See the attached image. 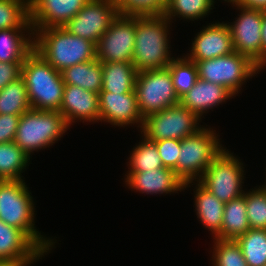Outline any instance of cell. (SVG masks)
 <instances>
[{
    "label": "cell",
    "mask_w": 266,
    "mask_h": 266,
    "mask_svg": "<svg viewBox=\"0 0 266 266\" xmlns=\"http://www.w3.org/2000/svg\"><path fill=\"white\" fill-rule=\"evenodd\" d=\"M139 145L133 148L130 154L128 172H144L164 168L154 141L142 136Z\"/></svg>",
    "instance_id": "obj_31"
},
{
    "label": "cell",
    "mask_w": 266,
    "mask_h": 266,
    "mask_svg": "<svg viewBox=\"0 0 266 266\" xmlns=\"http://www.w3.org/2000/svg\"><path fill=\"white\" fill-rule=\"evenodd\" d=\"M0 266H14V265L11 264L8 261H5V260L0 259Z\"/></svg>",
    "instance_id": "obj_41"
},
{
    "label": "cell",
    "mask_w": 266,
    "mask_h": 266,
    "mask_svg": "<svg viewBox=\"0 0 266 266\" xmlns=\"http://www.w3.org/2000/svg\"><path fill=\"white\" fill-rule=\"evenodd\" d=\"M125 180L129 188L145 194L178 193L185 187L183 180L167 167L147 172H128Z\"/></svg>",
    "instance_id": "obj_19"
},
{
    "label": "cell",
    "mask_w": 266,
    "mask_h": 266,
    "mask_svg": "<svg viewBox=\"0 0 266 266\" xmlns=\"http://www.w3.org/2000/svg\"><path fill=\"white\" fill-rule=\"evenodd\" d=\"M22 64L23 62H0V91L21 77Z\"/></svg>",
    "instance_id": "obj_38"
},
{
    "label": "cell",
    "mask_w": 266,
    "mask_h": 266,
    "mask_svg": "<svg viewBox=\"0 0 266 266\" xmlns=\"http://www.w3.org/2000/svg\"><path fill=\"white\" fill-rule=\"evenodd\" d=\"M102 90L113 93L135 91L137 70L132 62H102Z\"/></svg>",
    "instance_id": "obj_24"
},
{
    "label": "cell",
    "mask_w": 266,
    "mask_h": 266,
    "mask_svg": "<svg viewBox=\"0 0 266 266\" xmlns=\"http://www.w3.org/2000/svg\"><path fill=\"white\" fill-rule=\"evenodd\" d=\"M100 121L111 125L124 127L125 125L143 126V117L140 114L135 91L128 93H113L100 91L99 93Z\"/></svg>",
    "instance_id": "obj_15"
},
{
    "label": "cell",
    "mask_w": 266,
    "mask_h": 266,
    "mask_svg": "<svg viewBox=\"0 0 266 266\" xmlns=\"http://www.w3.org/2000/svg\"><path fill=\"white\" fill-rule=\"evenodd\" d=\"M198 77L226 87L236 95L244 82L260 72L259 67L247 56L233 52L214 59L195 62Z\"/></svg>",
    "instance_id": "obj_7"
},
{
    "label": "cell",
    "mask_w": 266,
    "mask_h": 266,
    "mask_svg": "<svg viewBox=\"0 0 266 266\" xmlns=\"http://www.w3.org/2000/svg\"><path fill=\"white\" fill-rule=\"evenodd\" d=\"M167 0H114L119 14L133 16L163 15Z\"/></svg>",
    "instance_id": "obj_35"
},
{
    "label": "cell",
    "mask_w": 266,
    "mask_h": 266,
    "mask_svg": "<svg viewBox=\"0 0 266 266\" xmlns=\"http://www.w3.org/2000/svg\"><path fill=\"white\" fill-rule=\"evenodd\" d=\"M118 14L114 0H89L63 27L71 34L97 44Z\"/></svg>",
    "instance_id": "obj_12"
},
{
    "label": "cell",
    "mask_w": 266,
    "mask_h": 266,
    "mask_svg": "<svg viewBox=\"0 0 266 266\" xmlns=\"http://www.w3.org/2000/svg\"><path fill=\"white\" fill-rule=\"evenodd\" d=\"M240 15L228 26L235 52L249 57L262 70V21L265 11L244 8L236 4Z\"/></svg>",
    "instance_id": "obj_13"
},
{
    "label": "cell",
    "mask_w": 266,
    "mask_h": 266,
    "mask_svg": "<svg viewBox=\"0 0 266 266\" xmlns=\"http://www.w3.org/2000/svg\"><path fill=\"white\" fill-rule=\"evenodd\" d=\"M135 33L136 16L118 14L96 44V59L101 62H132Z\"/></svg>",
    "instance_id": "obj_11"
},
{
    "label": "cell",
    "mask_w": 266,
    "mask_h": 266,
    "mask_svg": "<svg viewBox=\"0 0 266 266\" xmlns=\"http://www.w3.org/2000/svg\"><path fill=\"white\" fill-rule=\"evenodd\" d=\"M59 112L69 127L75 120L100 122L99 94L75 85H65Z\"/></svg>",
    "instance_id": "obj_18"
},
{
    "label": "cell",
    "mask_w": 266,
    "mask_h": 266,
    "mask_svg": "<svg viewBox=\"0 0 266 266\" xmlns=\"http://www.w3.org/2000/svg\"><path fill=\"white\" fill-rule=\"evenodd\" d=\"M172 77L173 86L180 99L197 82L198 69L195 62L189 60L186 56L174 58L166 67Z\"/></svg>",
    "instance_id": "obj_29"
},
{
    "label": "cell",
    "mask_w": 266,
    "mask_h": 266,
    "mask_svg": "<svg viewBox=\"0 0 266 266\" xmlns=\"http://www.w3.org/2000/svg\"><path fill=\"white\" fill-rule=\"evenodd\" d=\"M248 266L266 265V229H249L235 239Z\"/></svg>",
    "instance_id": "obj_28"
},
{
    "label": "cell",
    "mask_w": 266,
    "mask_h": 266,
    "mask_svg": "<svg viewBox=\"0 0 266 266\" xmlns=\"http://www.w3.org/2000/svg\"><path fill=\"white\" fill-rule=\"evenodd\" d=\"M89 0H29L33 29L63 27Z\"/></svg>",
    "instance_id": "obj_16"
},
{
    "label": "cell",
    "mask_w": 266,
    "mask_h": 266,
    "mask_svg": "<svg viewBox=\"0 0 266 266\" xmlns=\"http://www.w3.org/2000/svg\"><path fill=\"white\" fill-rule=\"evenodd\" d=\"M34 50L54 69L96 60V44L71 34L64 27L33 29Z\"/></svg>",
    "instance_id": "obj_1"
},
{
    "label": "cell",
    "mask_w": 266,
    "mask_h": 266,
    "mask_svg": "<svg viewBox=\"0 0 266 266\" xmlns=\"http://www.w3.org/2000/svg\"><path fill=\"white\" fill-rule=\"evenodd\" d=\"M266 66V11L262 21V69Z\"/></svg>",
    "instance_id": "obj_40"
},
{
    "label": "cell",
    "mask_w": 266,
    "mask_h": 266,
    "mask_svg": "<svg viewBox=\"0 0 266 266\" xmlns=\"http://www.w3.org/2000/svg\"><path fill=\"white\" fill-rule=\"evenodd\" d=\"M32 28L29 0H0V30Z\"/></svg>",
    "instance_id": "obj_32"
},
{
    "label": "cell",
    "mask_w": 266,
    "mask_h": 266,
    "mask_svg": "<svg viewBox=\"0 0 266 266\" xmlns=\"http://www.w3.org/2000/svg\"><path fill=\"white\" fill-rule=\"evenodd\" d=\"M200 121L196 114L179 103L144 118L141 133L151 141L182 140L202 128L198 126Z\"/></svg>",
    "instance_id": "obj_10"
},
{
    "label": "cell",
    "mask_w": 266,
    "mask_h": 266,
    "mask_svg": "<svg viewBox=\"0 0 266 266\" xmlns=\"http://www.w3.org/2000/svg\"><path fill=\"white\" fill-rule=\"evenodd\" d=\"M25 31L28 33L25 34ZM33 50V28L0 30V62H24Z\"/></svg>",
    "instance_id": "obj_21"
},
{
    "label": "cell",
    "mask_w": 266,
    "mask_h": 266,
    "mask_svg": "<svg viewBox=\"0 0 266 266\" xmlns=\"http://www.w3.org/2000/svg\"><path fill=\"white\" fill-rule=\"evenodd\" d=\"M20 116L0 114V143L14 141Z\"/></svg>",
    "instance_id": "obj_37"
},
{
    "label": "cell",
    "mask_w": 266,
    "mask_h": 266,
    "mask_svg": "<svg viewBox=\"0 0 266 266\" xmlns=\"http://www.w3.org/2000/svg\"><path fill=\"white\" fill-rule=\"evenodd\" d=\"M249 229L244 193L241 197L225 203L221 231L215 238L235 240Z\"/></svg>",
    "instance_id": "obj_25"
},
{
    "label": "cell",
    "mask_w": 266,
    "mask_h": 266,
    "mask_svg": "<svg viewBox=\"0 0 266 266\" xmlns=\"http://www.w3.org/2000/svg\"><path fill=\"white\" fill-rule=\"evenodd\" d=\"M223 1H226V2L232 3L233 6H235V5L238 4L241 0H223Z\"/></svg>",
    "instance_id": "obj_42"
},
{
    "label": "cell",
    "mask_w": 266,
    "mask_h": 266,
    "mask_svg": "<svg viewBox=\"0 0 266 266\" xmlns=\"http://www.w3.org/2000/svg\"><path fill=\"white\" fill-rule=\"evenodd\" d=\"M44 252L20 229L0 220V259L14 266H31Z\"/></svg>",
    "instance_id": "obj_17"
},
{
    "label": "cell",
    "mask_w": 266,
    "mask_h": 266,
    "mask_svg": "<svg viewBox=\"0 0 266 266\" xmlns=\"http://www.w3.org/2000/svg\"><path fill=\"white\" fill-rule=\"evenodd\" d=\"M25 180H0V220L22 230L45 254L56 243L35 228V206Z\"/></svg>",
    "instance_id": "obj_3"
},
{
    "label": "cell",
    "mask_w": 266,
    "mask_h": 266,
    "mask_svg": "<svg viewBox=\"0 0 266 266\" xmlns=\"http://www.w3.org/2000/svg\"><path fill=\"white\" fill-rule=\"evenodd\" d=\"M245 191L247 219L251 229H266V187Z\"/></svg>",
    "instance_id": "obj_33"
},
{
    "label": "cell",
    "mask_w": 266,
    "mask_h": 266,
    "mask_svg": "<svg viewBox=\"0 0 266 266\" xmlns=\"http://www.w3.org/2000/svg\"><path fill=\"white\" fill-rule=\"evenodd\" d=\"M243 166L237 157L223 147L198 181L217 199L227 203L245 193L242 190L245 175Z\"/></svg>",
    "instance_id": "obj_8"
},
{
    "label": "cell",
    "mask_w": 266,
    "mask_h": 266,
    "mask_svg": "<svg viewBox=\"0 0 266 266\" xmlns=\"http://www.w3.org/2000/svg\"><path fill=\"white\" fill-rule=\"evenodd\" d=\"M237 5L244 8L266 11V0H241Z\"/></svg>",
    "instance_id": "obj_39"
},
{
    "label": "cell",
    "mask_w": 266,
    "mask_h": 266,
    "mask_svg": "<svg viewBox=\"0 0 266 266\" xmlns=\"http://www.w3.org/2000/svg\"><path fill=\"white\" fill-rule=\"evenodd\" d=\"M134 90L143 119L180 103L167 68L138 72Z\"/></svg>",
    "instance_id": "obj_9"
},
{
    "label": "cell",
    "mask_w": 266,
    "mask_h": 266,
    "mask_svg": "<svg viewBox=\"0 0 266 266\" xmlns=\"http://www.w3.org/2000/svg\"><path fill=\"white\" fill-rule=\"evenodd\" d=\"M21 77L32 109L59 111L65 87L60 71L33 50L22 64Z\"/></svg>",
    "instance_id": "obj_4"
},
{
    "label": "cell",
    "mask_w": 266,
    "mask_h": 266,
    "mask_svg": "<svg viewBox=\"0 0 266 266\" xmlns=\"http://www.w3.org/2000/svg\"><path fill=\"white\" fill-rule=\"evenodd\" d=\"M214 3L215 0H167L163 15L171 22L175 16L194 21L206 17Z\"/></svg>",
    "instance_id": "obj_30"
},
{
    "label": "cell",
    "mask_w": 266,
    "mask_h": 266,
    "mask_svg": "<svg viewBox=\"0 0 266 266\" xmlns=\"http://www.w3.org/2000/svg\"><path fill=\"white\" fill-rule=\"evenodd\" d=\"M214 239L213 266H248L235 240Z\"/></svg>",
    "instance_id": "obj_34"
},
{
    "label": "cell",
    "mask_w": 266,
    "mask_h": 266,
    "mask_svg": "<svg viewBox=\"0 0 266 266\" xmlns=\"http://www.w3.org/2000/svg\"><path fill=\"white\" fill-rule=\"evenodd\" d=\"M31 109L22 77L10 82L0 91V114L22 115Z\"/></svg>",
    "instance_id": "obj_27"
},
{
    "label": "cell",
    "mask_w": 266,
    "mask_h": 266,
    "mask_svg": "<svg viewBox=\"0 0 266 266\" xmlns=\"http://www.w3.org/2000/svg\"><path fill=\"white\" fill-rule=\"evenodd\" d=\"M196 34L192 41L191 52L185 55L189 60L204 61L234 52L231 30L228 23L215 22Z\"/></svg>",
    "instance_id": "obj_14"
},
{
    "label": "cell",
    "mask_w": 266,
    "mask_h": 266,
    "mask_svg": "<svg viewBox=\"0 0 266 266\" xmlns=\"http://www.w3.org/2000/svg\"><path fill=\"white\" fill-rule=\"evenodd\" d=\"M69 126L59 111L31 109L20 116L14 142L29 156L56 143Z\"/></svg>",
    "instance_id": "obj_5"
},
{
    "label": "cell",
    "mask_w": 266,
    "mask_h": 266,
    "mask_svg": "<svg viewBox=\"0 0 266 266\" xmlns=\"http://www.w3.org/2000/svg\"><path fill=\"white\" fill-rule=\"evenodd\" d=\"M202 127L197 132L181 140L177 175L185 183L184 190L198 181L214 157L223 149L216 131ZM215 131V132H214ZM197 179V180H196Z\"/></svg>",
    "instance_id": "obj_6"
},
{
    "label": "cell",
    "mask_w": 266,
    "mask_h": 266,
    "mask_svg": "<svg viewBox=\"0 0 266 266\" xmlns=\"http://www.w3.org/2000/svg\"><path fill=\"white\" fill-rule=\"evenodd\" d=\"M195 184L194 198L197 218L215 238L221 231L225 203L217 199L199 181Z\"/></svg>",
    "instance_id": "obj_22"
},
{
    "label": "cell",
    "mask_w": 266,
    "mask_h": 266,
    "mask_svg": "<svg viewBox=\"0 0 266 266\" xmlns=\"http://www.w3.org/2000/svg\"><path fill=\"white\" fill-rule=\"evenodd\" d=\"M233 96L222 85L198 79L196 84L180 98V104L201 119L207 110L226 102Z\"/></svg>",
    "instance_id": "obj_20"
},
{
    "label": "cell",
    "mask_w": 266,
    "mask_h": 266,
    "mask_svg": "<svg viewBox=\"0 0 266 266\" xmlns=\"http://www.w3.org/2000/svg\"><path fill=\"white\" fill-rule=\"evenodd\" d=\"M65 85H75L97 94L102 90V62L90 60L67 67L61 71Z\"/></svg>",
    "instance_id": "obj_23"
},
{
    "label": "cell",
    "mask_w": 266,
    "mask_h": 266,
    "mask_svg": "<svg viewBox=\"0 0 266 266\" xmlns=\"http://www.w3.org/2000/svg\"><path fill=\"white\" fill-rule=\"evenodd\" d=\"M30 157L14 142L0 143V180H23Z\"/></svg>",
    "instance_id": "obj_26"
},
{
    "label": "cell",
    "mask_w": 266,
    "mask_h": 266,
    "mask_svg": "<svg viewBox=\"0 0 266 266\" xmlns=\"http://www.w3.org/2000/svg\"><path fill=\"white\" fill-rule=\"evenodd\" d=\"M164 167L171 168L177 174V162L180 156L181 140L163 139L154 141Z\"/></svg>",
    "instance_id": "obj_36"
},
{
    "label": "cell",
    "mask_w": 266,
    "mask_h": 266,
    "mask_svg": "<svg viewBox=\"0 0 266 266\" xmlns=\"http://www.w3.org/2000/svg\"><path fill=\"white\" fill-rule=\"evenodd\" d=\"M170 22L164 15L136 16L132 63L137 72L165 69L174 59L169 50Z\"/></svg>",
    "instance_id": "obj_2"
}]
</instances>
